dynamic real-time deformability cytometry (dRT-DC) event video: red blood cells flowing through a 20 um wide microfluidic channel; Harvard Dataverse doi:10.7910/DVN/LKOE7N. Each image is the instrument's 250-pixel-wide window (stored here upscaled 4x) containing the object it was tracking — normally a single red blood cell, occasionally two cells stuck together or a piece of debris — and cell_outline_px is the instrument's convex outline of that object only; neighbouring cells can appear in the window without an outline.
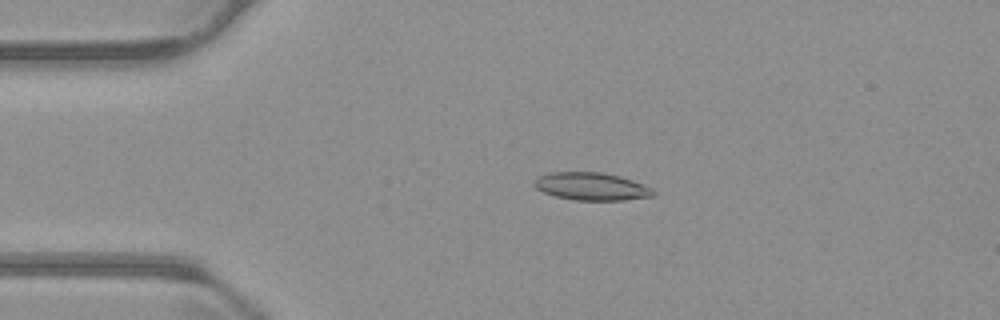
{"species": "common noctule bat (a hibernating species)", "species_latin": "Nyctalus noctula", "temperature_condition": "warm", "stored_images_in_passage": 49, "camera_frame_rate_fps": 3000, "um_per_image_px": 0.085, "animal": {"sex": "male", "body_mass_g": 23.1, "forearm_length_mm": 52.7}, "frame": {"image": 1, "passage_image": 6, "time_ms": 1.667, "image_size_px": [1000, 320], "cell_outline_px": [[656, 192], [652, 196], [624, 200], [572, 200], [556, 196], [544, 192], [536, 188], [532, 184], [532, 180], [540, 176], [552, 172], [600, 172], [620, 176], [644, 184], [652, 188]], "centroid_in_image_um": [50.27, 15.84], "position_along_channel_um": 34.7, "area_um2": 19.25}}
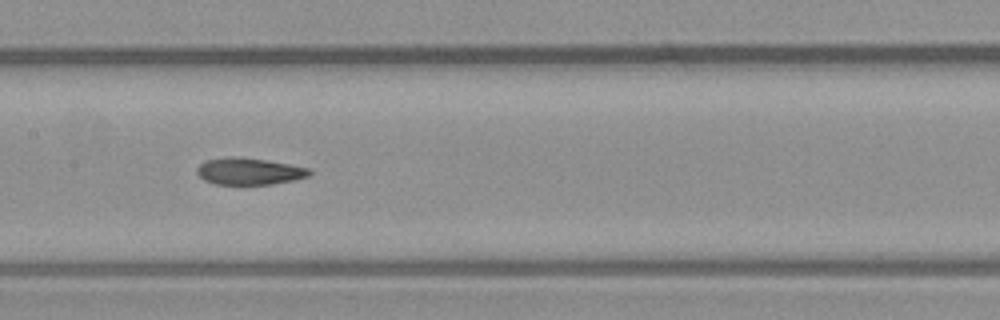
{"frame": {"image": 2, "passage_image": 21, "time_ms": 6.667, "image_size_px": [1000, 320], "cell_outline_px": [[312, 172], [308, 176], [296, 180], [272, 184], [216, 184], [204, 180], [196, 172], [196, 168], [200, 164], [208, 160], [232, 156], [236, 156], [264, 160], [288, 164], [308, 168]], "centroid_in_image_um": [21.17, 14.57], "position_along_channel_um": 186.2, "area_um2": 17.4}}
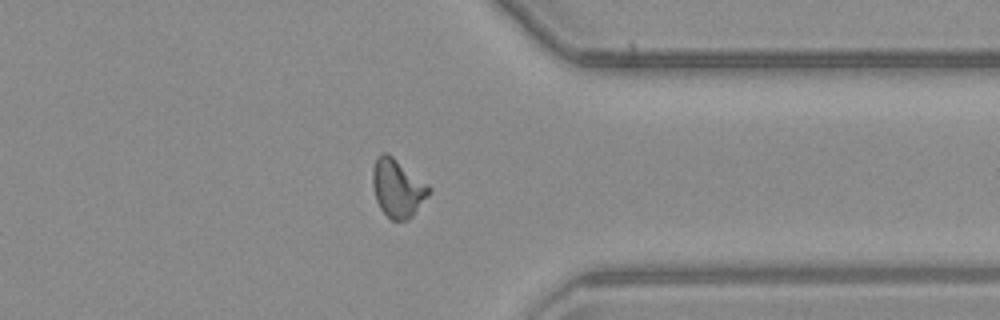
{"frame": {"image": 3, "passage_image": 37, "time_ms": 12.0, "image_size_px": [1000, 320], "cell_outline_px": [[432, 192], [412, 216], [408, 220], [392, 220], [380, 208], [376, 200], [372, 184], [372, 168], [376, 156], [380, 152], [388, 152], [428, 184], [432, 188]], "centroid_in_image_um": [33.79, 15.95], "position_along_channel_um": 377.6, "area_um2": 19.36}, "authors_computed_cell_mechanics": {"area_um2": 18.207, "velocity_mm_per_s": 3.7516, "shape_relaxation_time_tau1_ms": null, "shape_relaxation_time_tau2_ms": 3.8256, "deformation_change_tau1": null, "deformation_change_tau2": 0.0988}}